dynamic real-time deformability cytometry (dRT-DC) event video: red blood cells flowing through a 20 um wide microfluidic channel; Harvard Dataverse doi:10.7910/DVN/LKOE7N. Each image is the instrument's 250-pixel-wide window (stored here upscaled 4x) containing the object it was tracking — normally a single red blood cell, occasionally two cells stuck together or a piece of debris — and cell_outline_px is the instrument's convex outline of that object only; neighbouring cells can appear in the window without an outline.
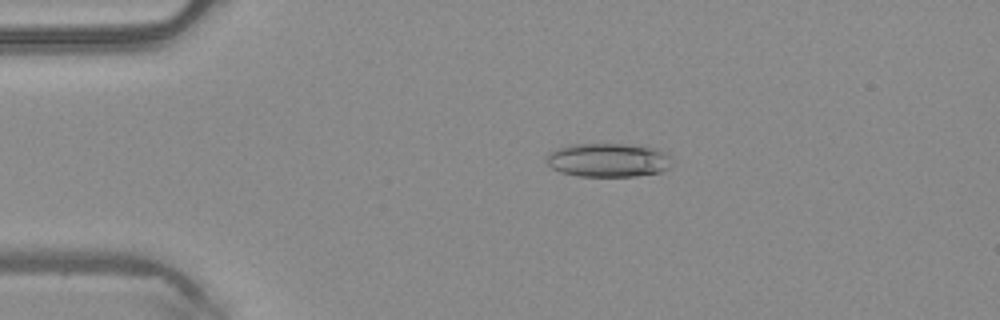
{"species": "common noctule bat (a hibernating species)", "species_latin": "Nyctalus noctula", "temperature_condition": "warm", "stored_images_in_passage": 23, "camera_frame_rate_fps": 3000, "um_per_image_px": 0.085, "animal": {"sex": "male", "body_mass_g": 20.4}, "frame": {"image": 1, "passage_image": 10, "time_ms": 3.0, "image_size_px": [1000, 320], "cell_outline_px": [[672, 156], [668, 168], [660, 172], [636, 176], [576, 176], [560, 172], [552, 168], [544, 160], [544, 156], [548, 152], [556, 148], [568, 144], [640, 144], [656, 148], [668, 152]], "centroid_in_image_um": [51.68, 13.59], "position_along_channel_um": 33.3, "area_um2": 25.37}}